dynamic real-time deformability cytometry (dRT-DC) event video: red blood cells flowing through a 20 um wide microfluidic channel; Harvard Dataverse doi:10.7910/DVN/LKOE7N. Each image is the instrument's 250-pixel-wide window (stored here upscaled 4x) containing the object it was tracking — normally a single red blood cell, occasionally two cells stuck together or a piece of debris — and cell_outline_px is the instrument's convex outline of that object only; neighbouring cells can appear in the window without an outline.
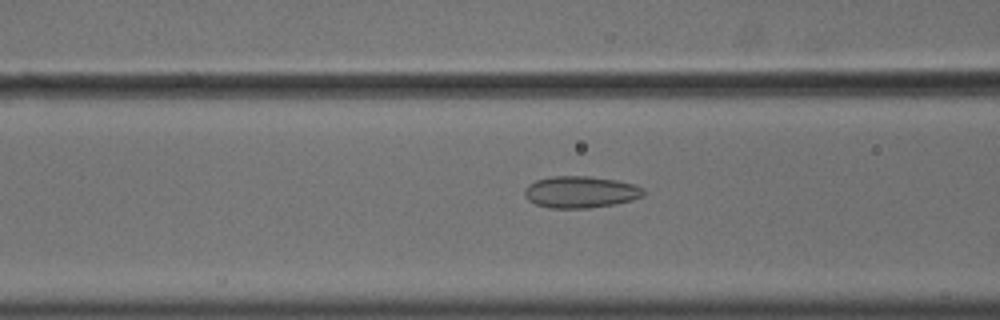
{"species": "common noctule bat (a hibernating species)", "species_latin": "Nyctalus noctula", "temperature_condition": "cold", "stored_images_in_passage": 56, "camera_frame_rate_fps": 3000, "um_per_image_px": 0.085, "animal": {"sex": "male", "body_mass_g": 18.8}, "frame": {"image": 1, "passage_image": 23, "time_ms": 7.333, "image_size_px": [1000, 320], "cell_outline_px": [[644, 196], [632, 200], [612, 204], [588, 208], [548, 208], [536, 204], [528, 200], [524, 196], [524, 188], [528, 184], [536, 180], [552, 176], [588, 176], [616, 180], [636, 184], [644, 188]], "centroid_in_image_um": [49.33, 16.31], "position_along_channel_um": 117.3, "area_um2": 22.14}}
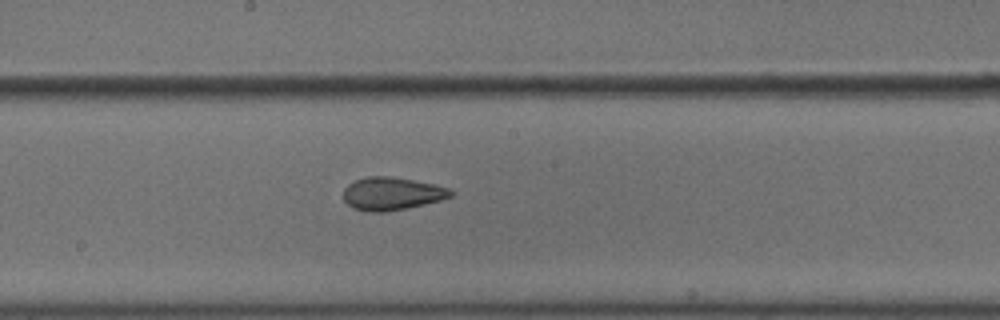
{"frame": {"image": 2, "passage_image": 31, "time_ms": 10.0, "image_size_px": [1000, 320], "cell_outline_px": [[452, 196], [440, 200], [408, 208], [384, 212], [368, 212], [352, 208], [344, 200], [344, 188], [348, 184], [364, 176], [388, 176], [436, 184], [448, 188], [452, 192]], "centroid_in_image_um": [33.28, 16.46], "position_along_channel_um": 214.9, "area_um2": 20.58}}
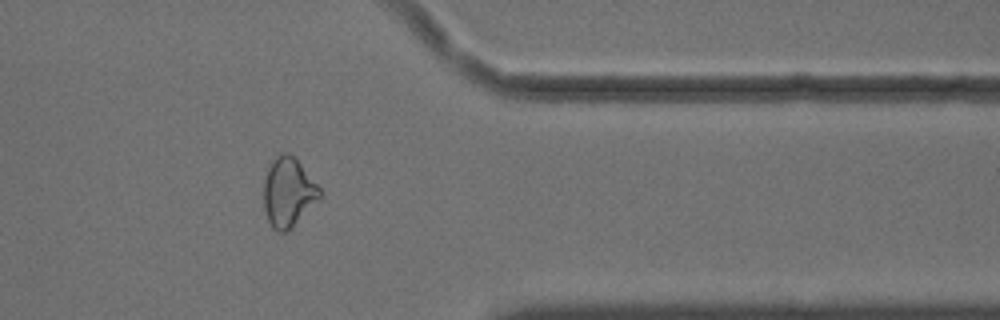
{"frame": {"image": 3, "passage_image": 46, "time_ms": 15.0, "image_size_px": [1000, 320], "cell_outline_px": [[320, 196], [292, 228], [288, 232], [280, 232], [272, 228], [268, 220], [264, 208], [264, 180], [268, 164], [280, 152], [288, 152], [300, 164], [320, 188]], "centroid_in_image_um": [24.46, 16.34], "position_along_channel_um": 386.9, "area_um2": 22.31}, "authors_computed_cell_mechanics": {"area_um2": 23.4957, "velocity_mm_per_s": 3.6448, "shape_relaxation_time_tau1_ms": null, "shape_relaxation_time_tau2_ms": 1.4907, "deformation_change_tau1": null, "deformation_change_tau2": 0.0686}}